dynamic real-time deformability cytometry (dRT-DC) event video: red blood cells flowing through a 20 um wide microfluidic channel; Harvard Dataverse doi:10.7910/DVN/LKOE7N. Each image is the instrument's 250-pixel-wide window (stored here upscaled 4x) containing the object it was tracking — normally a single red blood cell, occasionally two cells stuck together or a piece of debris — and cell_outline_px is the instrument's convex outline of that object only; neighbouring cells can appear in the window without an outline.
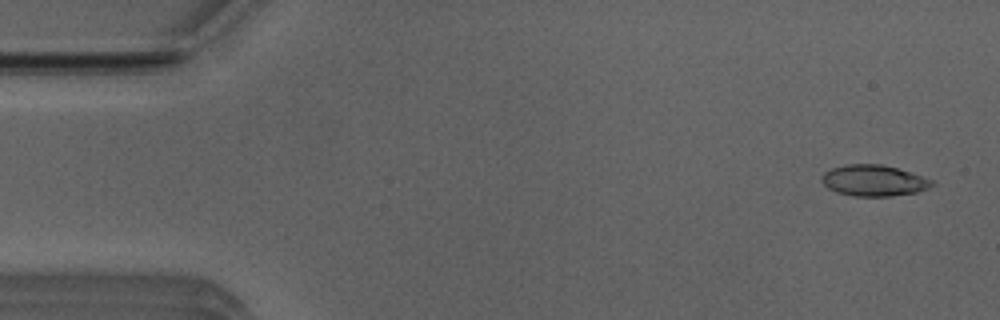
{"species": "Egyptian fruit bat (a non-hibernating species)", "species_latin": "Rousettus aegyptiacus", "temperature_condition": "room temperature", "stored_images_in_passage": 51, "camera_frame_rate_fps": 3000, "um_per_image_px": 0.085, "animal": {"sex": "male"}, "frame": {"image": 1, "passage_image": 2, "time_ms": 0.333, "image_size_px": [1000, 320], "cell_outline_px": [[936, 184], [928, 188], [916, 192], [892, 196], [852, 196], [836, 192], [828, 188], [820, 180], [820, 176], [824, 172], [832, 168], [844, 164], [880, 164], [896, 168], [932, 180]], "centroid_in_image_um": [74.22, 15.35], "position_along_channel_um": 10.8, "area_um2": 19.94}}
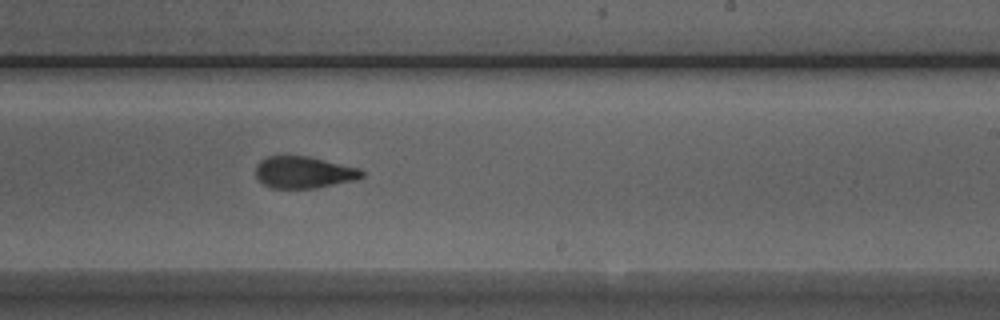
{"frame": {"image": 2, "passage_image": 30, "time_ms": 9.667, "image_size_px": [1000, 320], "cell_outline_px": [[364, 176], [356, 180], [316, 188], [272, 188], [264, 184], [256, 176], [256, 164], [260, 160], [268, 156], [308, 156], [360, 168], [364, 172]], "centroid_in_image_um": [25.84, 14.64], "position_along_channel_um": 263.2, "area_um2": 19.71}}
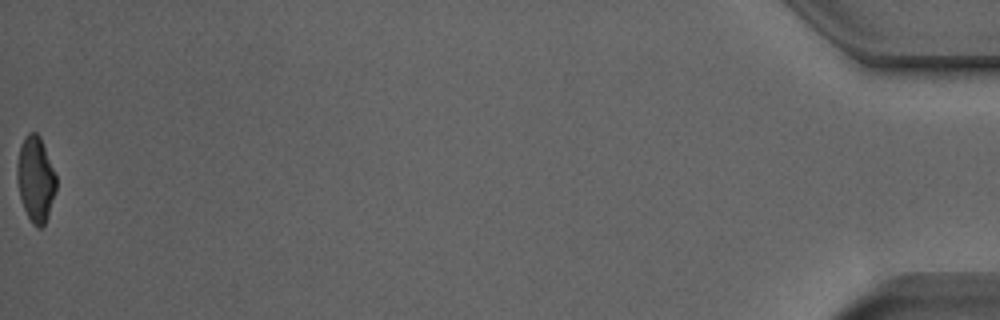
{"frame": {"image": 3, "passage_image": 51, "time_ms": 16.667, "image_size_px": [1000, 320], "cell_outline_px": [[56, 192], [48, 216], [44, 224], [40, 228], [36, 228], [32, 224], [24, 208], [20, 196], [16, 176], [16, 164], [20, 148], [28, 132], [36, 132], [40, 136], [56, 176]], "centroid_in_image_um": [3.03, 15.25], "position_along_channel_um": 432.2, "area_um2": 19.36}, "authors_computed_cell_mechanics": {"area_um2": 20.23, "velocity_mm_per_s": 3.9711, "shape_relaxation_time_tau1_ms": 8.2455, "shape_relaxation_time_tau2_ms": 1.5596, "deformation_change_tau1": 0.2158, "deformation_change_tau2": 0.0935}}